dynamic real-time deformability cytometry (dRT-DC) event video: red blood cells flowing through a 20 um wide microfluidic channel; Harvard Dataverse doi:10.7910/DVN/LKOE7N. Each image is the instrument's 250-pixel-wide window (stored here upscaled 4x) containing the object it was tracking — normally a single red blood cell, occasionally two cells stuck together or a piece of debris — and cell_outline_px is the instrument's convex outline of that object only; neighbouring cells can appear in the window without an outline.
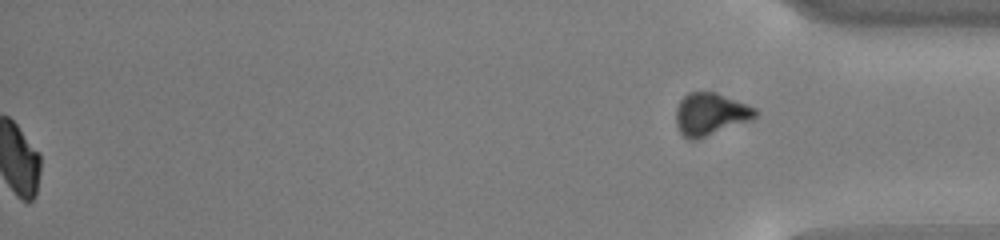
{"species": "common noctule bat (a hibernating species)", "species_latin": "Nyctalus noctula", "temperature_condition": "cold", "stored_images_in_passage": 52, "segment_of_instrument_passage": [2, 2], "camera_frame_rate_fps": 3000, "um_per_image_px": 0.085, "animal": {"sex": "male", "body_mass_g": 13.0, "forearm_length_mm": 53.1}, "frame": {"image": 1, "passage_image": 52, "time_ms": 17.0, "image_size_px": [1000, 240], "cell_outline_px": [[756, 116], [752, 120], [696, 140], [688, 140], [680, 132], [676, 124], [676, 108], [680, 100], [688, 92], [716, 92], [756, 108]], "centroid_in_image_um": [60.37, 9.71], "position_along_channel_um": 374.8, "area_um2": 19.59}}